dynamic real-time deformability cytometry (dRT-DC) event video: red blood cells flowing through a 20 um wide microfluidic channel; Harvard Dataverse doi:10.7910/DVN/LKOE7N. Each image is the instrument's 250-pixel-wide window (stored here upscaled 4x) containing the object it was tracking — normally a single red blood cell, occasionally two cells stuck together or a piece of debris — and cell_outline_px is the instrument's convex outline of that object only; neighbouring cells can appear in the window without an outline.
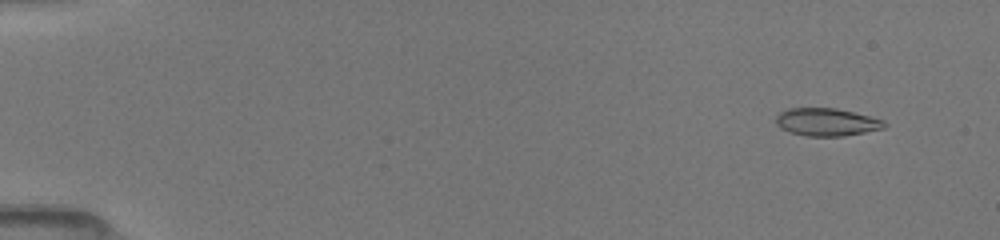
{"species": "common noctule bat (a hibernating species)", "species_latin": "Nyctalus noctula", "temperature_condition": "room temperature", "stored_images_in_passage": 51, "camera_frame_rate_fps": 3000, "um_per_image_px": 0.085, "animal": {"sex": "female", "body_mass_g": 19.5, "forearm_length_mm": 54.1}, "frame": {"image": 1, "passage_image": 4, "time_ms": 1.0, "image_size_px": [1000, 240], "cell_outline_px": [[888, 124], [884, 128], [844, 136], [808, 136], [792, 132], [780, 128], [776, 124], [776, 116], [780, 112], [788, 108], [836, 108], [884, 120]], "centroid_in_image_um": [70.26, 10.37], "position_along_channel_um": 14.7, "area_um2": 17.4}}
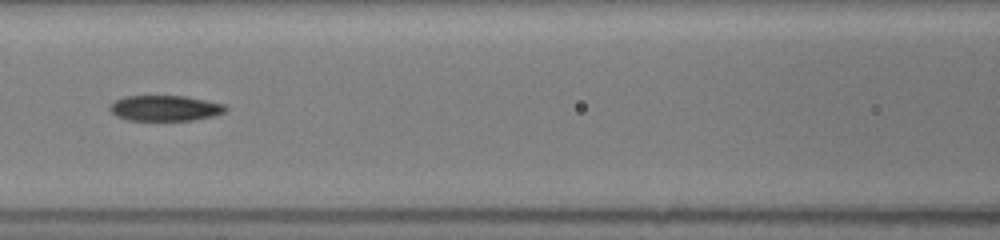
{"frame": {"image": 2, "passage_image": 24, "time_ms": 7.667, "image_size_px": [1000, 240], "cell_outline_px": [[228, 108], [224, 112], [212, 116], [192, 120], [128, 120], [116, 116], [108, 108], [116, 100], [124, 96], [184, 96], [224, 104]], "centroid_in_image_um": [14.01, 9.19], "position_along_channel_um": 152.6, "area_um2": 17.05}}
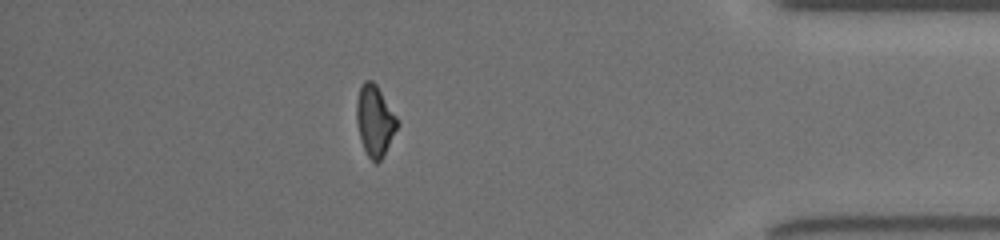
{"frame": {"image": 3, "passage_image": 45, "time_ms": 14.667, "image_size_px": [1000, 240], "cell_outline_px": [[400, 124], [380, 160], [376, 164], [368, 156], [360, 140], [356, 120], [356, 100], [360, 88], [364, 80], [372, 80], [376, 84], [396, 116]], "centroid_in_image_um": [31.85, 10.25], "position_along_channel_um": 403.4, "area_um2": 16.7}, "authors_computed_cell_mechanics": {"area_um2": 17.5712, "velocity_mm_per_s": 4.0767, "shape_relaxation_time_tau1_ms": null, "shape_relaxation_time_tau2_ms": 6.6235, "deformation_change_tau1": null, "deformation_change_tau2": 0.1561}}